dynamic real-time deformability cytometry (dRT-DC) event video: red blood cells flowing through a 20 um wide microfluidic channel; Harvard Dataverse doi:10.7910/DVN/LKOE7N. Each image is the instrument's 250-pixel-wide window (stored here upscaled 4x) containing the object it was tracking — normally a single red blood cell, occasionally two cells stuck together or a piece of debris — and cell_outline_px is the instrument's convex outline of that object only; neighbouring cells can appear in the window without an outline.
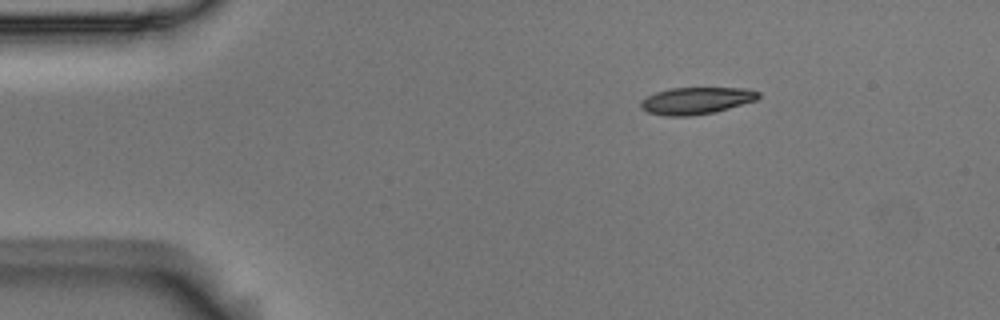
{"species": "Egyptian fruit bat (a non-hibernating species)", "species_latin": "Rousettus aegyptiacus", "temperature_condition": "room temperature", "stored_images_in_passage": 2, "camera_frame_rate_fps": 3000, "um_per_image_px": 0.085, "animal": {"sex": "male"}, "frame": {"image": 1, "passage_image": 1, "time_ms": 0.0, "image_size_px": [1000, 320], "cell_outline_px": [[760, 96], [756, 100], [728, 108], [712, 112], [688, 116], [664, 116], [648, 112], [640, 108], [640, 104], [648, 96], [656, 92], [672, 88], [748, 88], [760, 92]], "centroid_in_image_um": [59.19, 8.55], "position_along_channel_um": 25.8, "area_um2": 18.26}}